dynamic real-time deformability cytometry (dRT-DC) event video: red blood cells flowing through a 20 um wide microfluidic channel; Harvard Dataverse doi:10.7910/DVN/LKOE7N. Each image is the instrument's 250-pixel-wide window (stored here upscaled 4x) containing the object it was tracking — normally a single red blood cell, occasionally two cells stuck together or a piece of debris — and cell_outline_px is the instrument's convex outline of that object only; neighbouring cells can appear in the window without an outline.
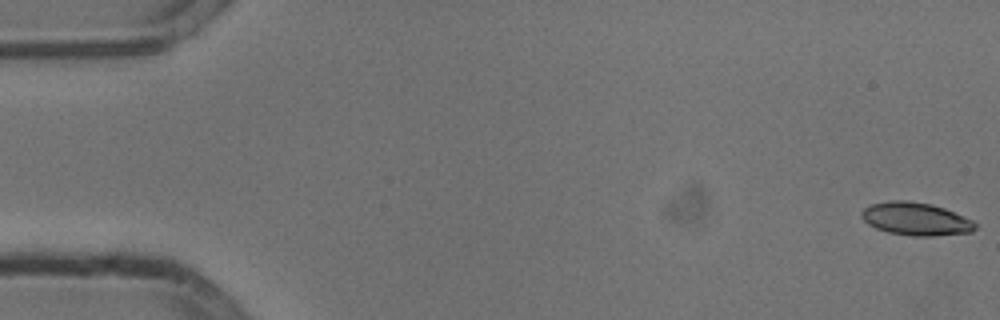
{"species": "common noctule bat (a hibernating species)", "species_latin": "Nyctalus noctula", "temperature_condition": "cold", "stored_images_in_passage": 54, "camera_frame_rate_fps": 3000, "um_per_image_px": 0.085, "animal": {"sex": "male", "body_mass_g": 13.3}, "frame": {"image": 1, "passage_image": 1, "time_ms": 0.0, "image_size_px": [1000, 320], "cell_outline_px": [[976, 228], [972, 232], [932, 236], [912, 236], [888, 232], [876, 228], [868, 224], [860, 216], [860, 212], [868, 204], [888, 200], [908, 200], [932, 204], [944, 208], [964, 216], [972, 220], [976, 224]], "centroid_in_image_um": [77.81, 18.59], "position_along_channel_um": 7.2, "area_um2": 22.02}}
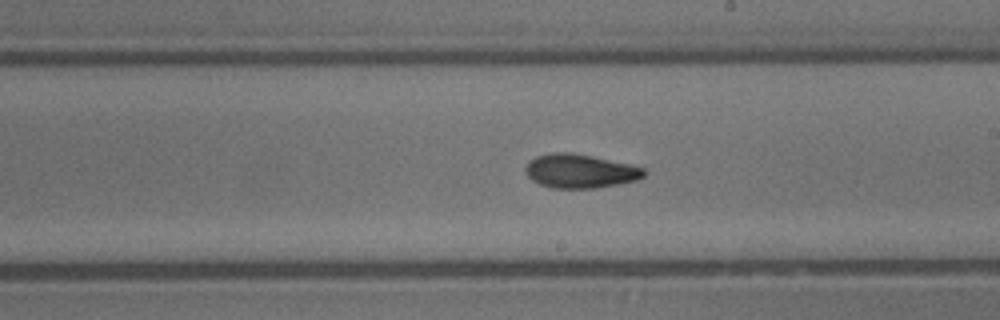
{"frame": {"image": 2, "passage_image": 31, "time_ms": 10.0, "image_size_px": [1000, 320], "cell_outline_px": [[648, 172], [644, 176], [636, 180], [596, 188], [552, 188], [540, 184], [532, 180], [528, 176], [524, 168], [536, 156], [552, 152], [572, 152], [592, 156], [628, 164], [644, 168]], "centroid_in_image_um": [49.3, 14.54], "position_along_channel_um": 239.7, "area_um2": 23.24}}
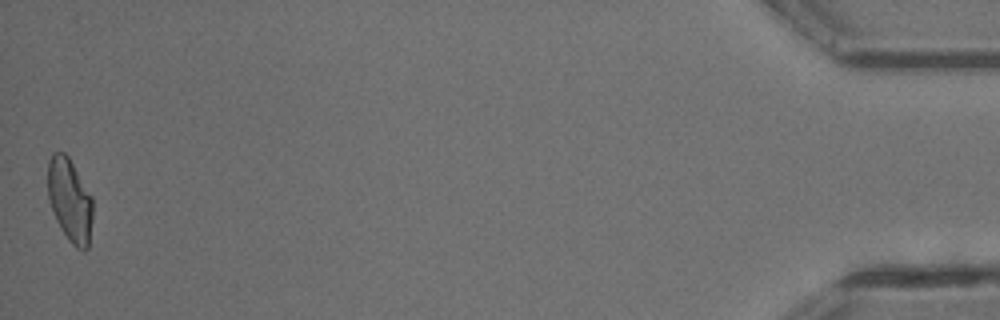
{"frame": {"image": 3, "passage_image": 54, "time_ms": 17.667, "image_size_px": [1000, 320], "cell_outline_px": [[92, 220], [88, 248], [84, 252], [76, 248], [68, 240], [60, 228], [56, 220], [48, 196], [48, 160], [52, 152], [64, 152], [68, 156], [92, 196]], "centroid_in_image_um": [5.94, 17.03], "position_along_channel_um": 429.3, "area_um2": 21.91}, "authors_computed_cell_mechanics": {"area_um2": 22.4264, "velocity_mm_per_s": 3.7851, "shape_relaxation_time_tau1_ms": 5.0519, "shape_relaxation_time_tau2_ms": 3.8896, "deformation_change_tau1": 0.1483, "deformation_change_tau2": 0.11}}